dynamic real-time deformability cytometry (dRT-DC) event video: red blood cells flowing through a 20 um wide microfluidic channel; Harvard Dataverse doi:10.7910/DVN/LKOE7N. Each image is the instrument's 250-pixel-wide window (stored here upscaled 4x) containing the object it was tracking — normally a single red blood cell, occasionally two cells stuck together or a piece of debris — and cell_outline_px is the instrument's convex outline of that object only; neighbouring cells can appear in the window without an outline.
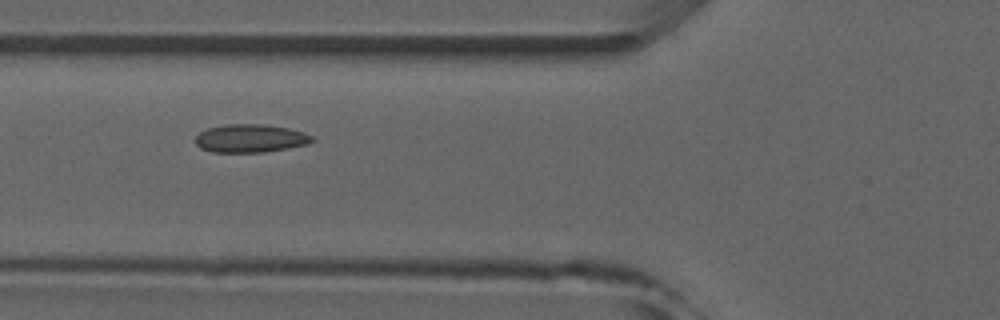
{"species": "common noctule bat (a hibernating species)", "species_latin": "Nyctalus noctula", "temperature_condition": "room temperature", "stored_images_in_passage": 3, "camera_frame_rate_fps": 3000, "um_per_image_px": 0.085, "animal": {"sex": "male", "forearm_length_mm": 52.5}, "frame": {"image": 1, "passage_image": 2, "time_ms": 1.0, "image_size_px": [1000, 320], "cell_outline_px": [[316, 140], [308, 144], [288, 148], [264, 152], [212, 152], [200, 148], [196, 144], [196, 136], [200, 132], [208, 128], [228, 124], [264, 124], [288, 128], [304, 132], [312, 136]], "centroid_in_image_um": [21.31, 11.76], "position_along_channel_um": 104.5, "area_um2": 19.19}}
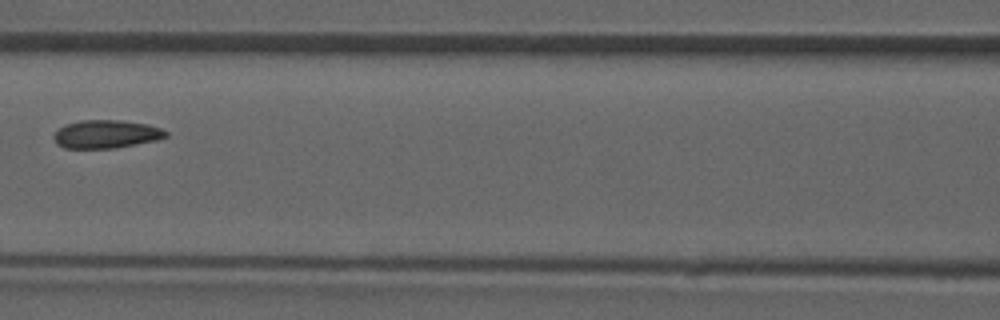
{"frame": {"image": 2, "passage_image": 3, "time_ms": 2.333, "image_size_px": [1000, 320], "cell_outline_px": [[168, 136], [156, 140], [116, 148], [64, 148], [56, 144], [52, 136], [64, 124], [80, 120], [124, 120], [148, 124], [160, 128], [168, 132]], "centroid_in_image_um": [9.01, 11.39], "position_along_channel_um": 157.6, "area_um2": 18.55}}